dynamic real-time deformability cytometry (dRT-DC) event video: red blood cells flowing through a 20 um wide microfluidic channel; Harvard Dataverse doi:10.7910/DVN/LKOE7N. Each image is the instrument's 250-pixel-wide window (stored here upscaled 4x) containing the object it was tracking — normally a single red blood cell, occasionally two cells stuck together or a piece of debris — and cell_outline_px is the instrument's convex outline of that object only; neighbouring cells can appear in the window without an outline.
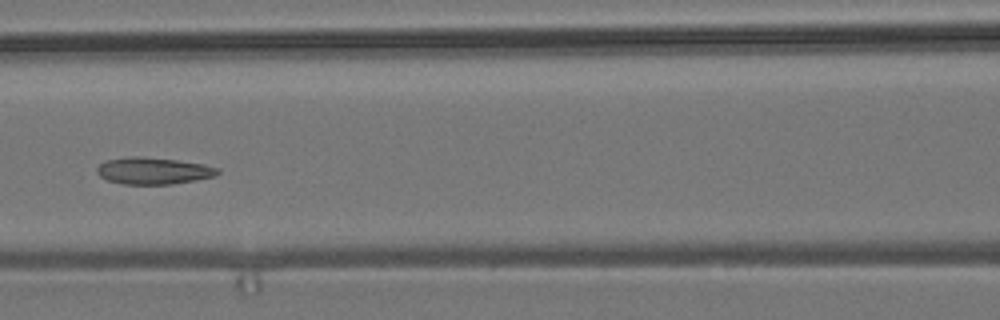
{"species": "common noctule bat (a hibernating species)", "species_latin": "Nyctalus noctula", "temperature_condition": "room temperature", "stored_images_in_passage": 7, "camera_frame_rate_fps": 3000, "um_per_image_px": 0.085, "animal": {"sex": "male", "body_mass_g": 19.2, "forearm_length_mm": 51.8}, "frame": {"image": 1, "passage_image": 5, "time_ms": 1.333, "image_size_px": [1000, 320], "cell_outline_px": [[220, 172], [216, 176], [196, 180], [172, 184], [124, 184], [108, 180], [100, 176], [96, 172], [96, 168], [104, 160], [132, 156], [140, 156], [176, 160], [204, 164], [220, 168]], "centroid_in_image_um": [13.05, 14.51], "position_along_channel_um": 153.6, "area_um2": 18.96}}
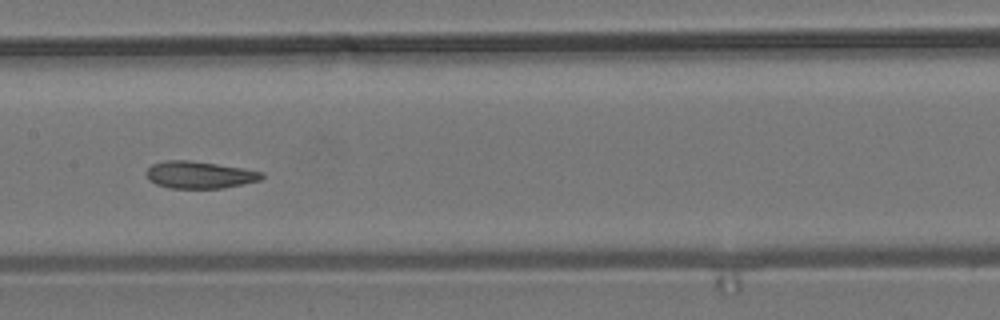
{"frame": {"image": 2, "passage_image": 6, "time_ms": 1.667, "image_size_px": [1000, 320], "cell_outline_px": [[264, 176], [260, 180], [224, 188], [168, 188], [156, 184], [148, 180], [144, 172], [152, 164], [164, 160], [188, 160], [216, 164], [264, 172]], "centroid_in_image_um": [16.9, 14.86], "position_along_channel_um": 190.5, "area_um2": 18.26}}
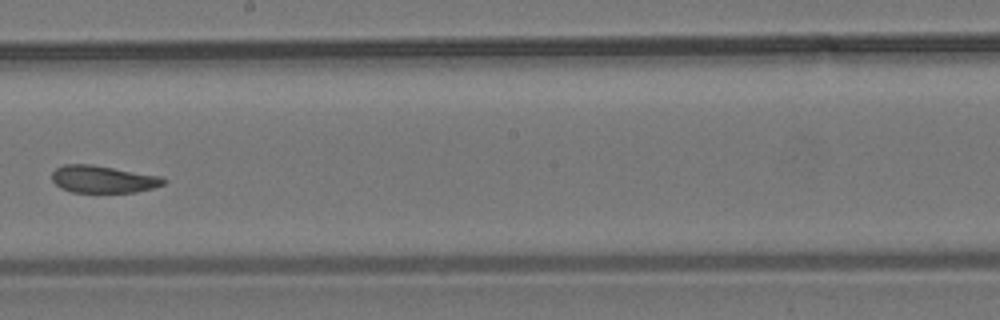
{"frame": {"image": 3, "passage_image": 7, "time_ms": 2.0, "image_size_px": [1000, 320], "cell_outline_px": [[168, 180], [164, 184], [152, 188], [136, 192], [72, 192], [60, 188], [52, 180], [52, 172], [56, 168], [64, 164], [92, 164], [160, 176]], "centroid_in_image_um": [8.75, 15.23], "position_along_channel_um": 239.5, "area_um2": 17.74}}